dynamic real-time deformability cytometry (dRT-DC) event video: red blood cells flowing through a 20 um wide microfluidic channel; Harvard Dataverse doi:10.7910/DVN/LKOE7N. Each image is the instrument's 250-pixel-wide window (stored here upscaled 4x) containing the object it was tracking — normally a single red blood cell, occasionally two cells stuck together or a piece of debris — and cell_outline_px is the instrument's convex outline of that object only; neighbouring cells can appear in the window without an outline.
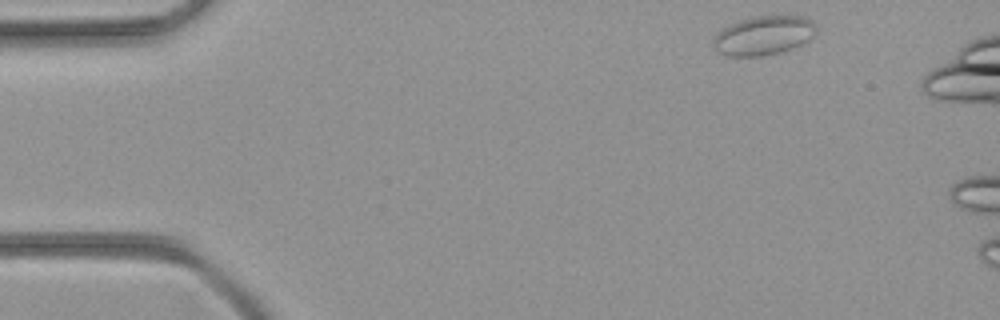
{"species": "common noctule bat (a hibernating species)", "species_latin": "Nyctalus noctula", "temperature_condition": "room temperature", "stored_images_in_passage": 36, "camera_frame_rate_fps": 3000, "um_per_image_px": 0.085, "animal": {"sex": "female", "body_mass_g": 21.9}, "frame": {"image": 1, "passage_image": 1, "time_ms": 0.0, "image_size_px": [1000, 320], "cell_outline_px": [[816, 32], [808, 40], [792, 48], [780, 52], [760, 56], [724, 56], [716, 52], [712, 48], [712, 40], [724, 28], [740, 20], [756, 16], [804, 16], [812, 20], [816, 28]], "centroid_in_image_um": [64.88, 3.03], "position_along_channel_um": 20.1, "area_um2": 23.35}}
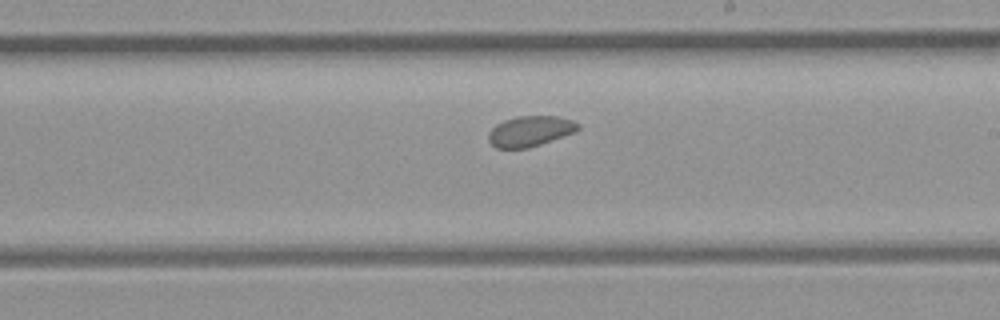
{"frame": {"image": 2, "passage_image": 21, "time_ms": 6.667, "image_size_px": [1000, 320], "cell_outline_px": [[580, 128], [576, 132], [528, 148], [496, 148], [488, 140], [488, 132], [496, 124], [504, 120], [516, 116], [560, 116], [572, 120], [580, 124]], "centroid_in_image_um": [45.07, 11.14], "position_along_channel_um": 243.9, "area_um2": 16.01}}
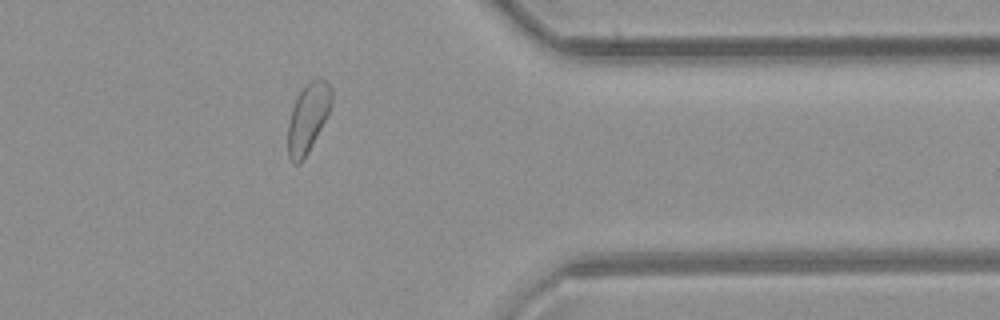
{"frame": {"image": 3, "passage_image": 31, "time_ms": 10.0, "image_size_px": [1000, 320], "cell_outline_px": [[332, 104], [312, 144], [300, 164], [292, 164], [288, 156], [288, 124], [292, 108], [300, 88], [308, 80], [320, 76], [332, 88]], "centroid_in_image_um": [26.16, 9.95], "position_along_channel_um": 385.2, "area_um2": 17.63}}